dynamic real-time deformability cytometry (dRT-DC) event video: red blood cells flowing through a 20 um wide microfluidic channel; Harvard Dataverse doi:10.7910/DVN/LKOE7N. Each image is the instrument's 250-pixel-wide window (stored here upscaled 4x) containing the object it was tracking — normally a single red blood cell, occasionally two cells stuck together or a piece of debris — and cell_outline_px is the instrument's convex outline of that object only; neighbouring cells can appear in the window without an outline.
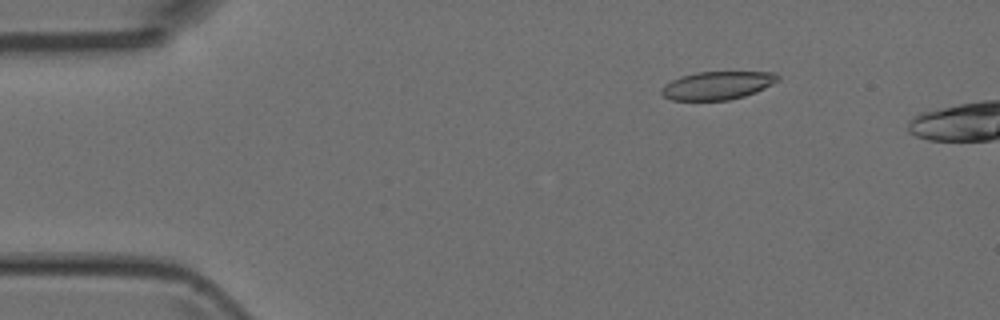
{"species": "Egyptian fruit bat (a non-hibernating species)", "species_latin": "Rousettus aegyptiacus", "temperature_condition": "room temperature", "stored_images_in_passage": 6, "camera_frame_rate_fps": 3000, "um_per_image_px": 0.085, "animal": {"sex": "female"}, "frame": {"image": 1, "passage_image": 3, "time_ms": 2.333, "image_size_px": [1000, 320], "cell_outline_px": [[780, 80], [756, 92], [744, 96], [728, 100], [672, 100], [664, 96], [660, 92], [660, 88], [664, 84], [680, 76], [696, 72], [776, 72], [780, 76]], "centroid_in_image_um": [60.97, 7.25], "position_along_channel_um": 24.0, "area_um2": 19.19}}
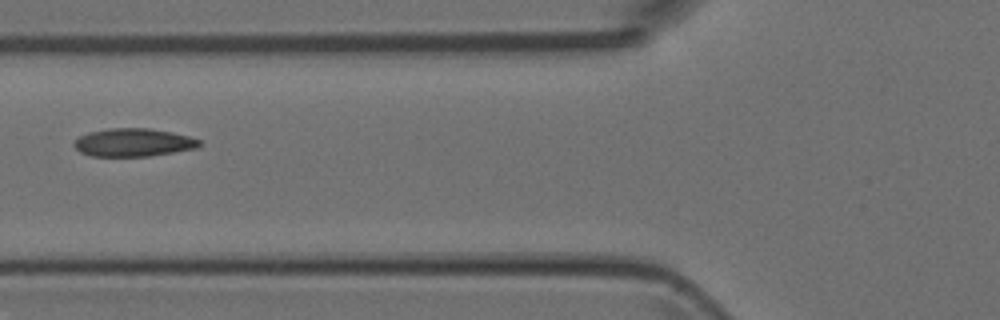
{"frame": {"image": 2, "passage_image": 6, "time_ms": 6.333, "image_size_px": [1000, 320], "cell_outline_px": [[204, 144], [196, 148], [152, 156], [92, 156], [80, 152], [72, 144], [80, 136], [88, 132], [108, 128], [148, 128], [172, 132], [188, 136], [200, 140]], "centroid_in_image_um": [11.35, 12.11], "position_along_channel_um": 114.4, "area_um2": 20.58}}